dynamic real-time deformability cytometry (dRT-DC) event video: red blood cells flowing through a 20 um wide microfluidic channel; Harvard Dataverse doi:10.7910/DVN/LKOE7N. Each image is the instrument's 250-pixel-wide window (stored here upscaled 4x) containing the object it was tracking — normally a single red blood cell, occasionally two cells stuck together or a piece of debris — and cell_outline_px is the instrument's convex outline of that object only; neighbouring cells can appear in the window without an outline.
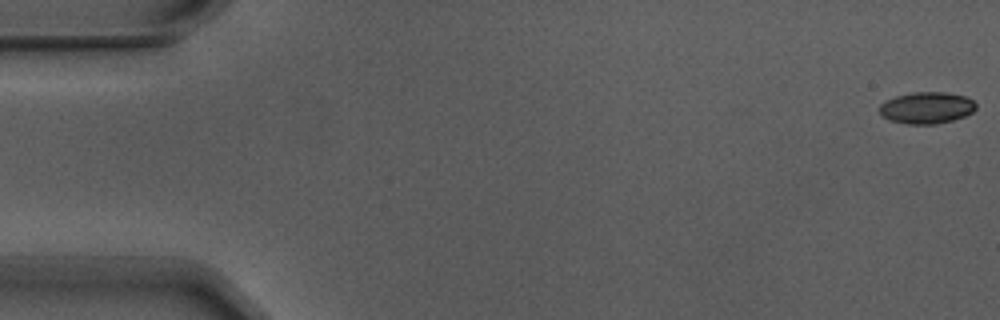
{"species": "Egyptian fruit bat (a non-hibernating species)", "species_latin": "Rousettus aegyptiacus", "temperature_condition": "warm", "stored_images_in_passage": 6, "camera_frame_rate_fps": 3000, "um_per_image_px": 0.085, "animal": {"sex": "male"}, "frame": {"image": 1, "passage_image": 1, "time_ms": 0.0, "image_size_px": [1000, 320], "cell_outline_px": [[976, 108], [972, 112], [964, 116], [952, 120], [936, 124], [908, 124], [888, 120], [880, 116], [880, 104], [896, 96], [912, 92], [944, 92], [964, 96], [972, 100], [976, 104]], "centroid_in_image_um": [78.74, 9.17], "position_along_channel_um": 6.3, "area_um2": 17.74}}